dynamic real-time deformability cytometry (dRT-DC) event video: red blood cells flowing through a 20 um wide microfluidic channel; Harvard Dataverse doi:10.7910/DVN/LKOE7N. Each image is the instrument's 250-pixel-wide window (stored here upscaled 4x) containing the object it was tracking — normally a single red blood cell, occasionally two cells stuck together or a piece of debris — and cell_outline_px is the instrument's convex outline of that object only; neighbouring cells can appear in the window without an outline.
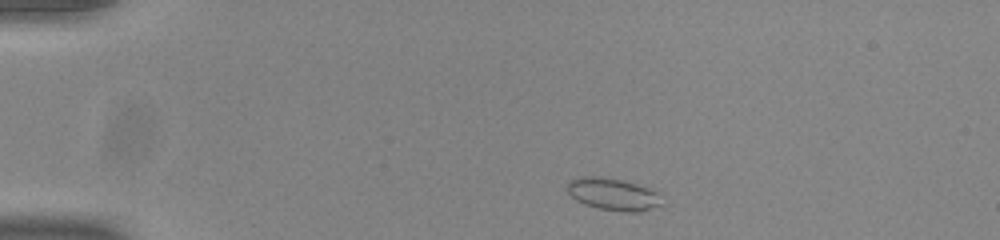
{"species": "common noctule bat (a hibernating species)", "species_latin": "Nyctalus noctula", "temperature_condition": "room temperature", "stored_images_in_passage": 46, "camera_frame_rate_fps": 3000, "um_per_image_px": 0.085, "animal": {"sex": "male", "body_mass_g": 20.0, "forearm_length_mm": 53.3}, "frame": {"image": 1, "passage_image": 3, "time_ms": 0.667, "image_size_px": [1000, 240], "cell_outline_px": [[660, 204], [640, 212], [628, 212], [600, 208], [584, 204], [576, 200], [568, 192], [568, 180], [576, 176], [596, 176], [624, 180], [648, 188], [656, 192]], "centroid_in_image_um": [52.03, 16.48], "position_along_channel_um": 33.0, "area_um2": 17.4}}
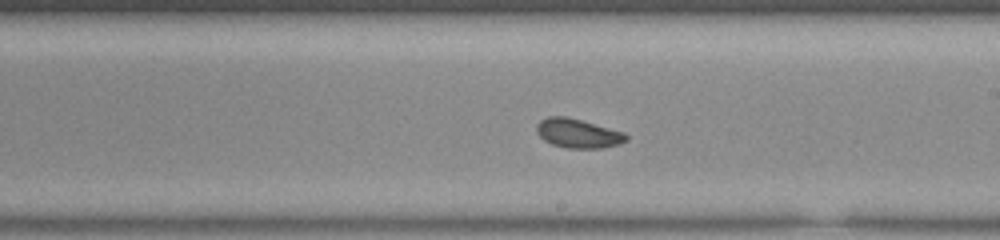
{"frame": {"image": 2, "passage_image": 24, "time_ms": 7.667, "image_size_px": [1000, 240], "cell_outline_px": [[628, 140], [620, 144], [604, 148], [568, 148], [552, 144], [544, 140], [536, 132], [536, 124], [540, 120], [548, 116], [564, 116], [580, 120], [624, 132], [628, 136]], "centroid_in_image_um": [49.12, 11.34], "position_along_channel_um": 239.9, "area_um2": 15.2}}
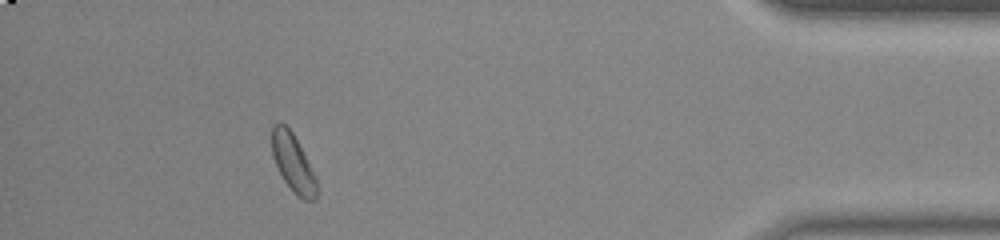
{"frame": {"image": 3, "passage_image": 41, "time_ms": 13.333, "image_size_px": [1000, 240], "cell_outline_px": [[316, 200], [304, 200], [284, 180], [272, 156], [272, 124], [280, 120], [292, 132], [316, 176]], "centroid_in_image_um": [24.89, 13.79], "position_along_channel_um": 410.3, "area_um2": 14.68}, "authors_computed_cell_mechanics": {"area_um2": 15.4326, "velocity_mm_per_s": 3.8591, "shape_relaxation_time_tau1_ms": 2.3704, "shape_relaxation_time_tau2_ms": 1.202, "deformation_change_tau1": 0.0673, "deformation_change_tau2": 0.053}}